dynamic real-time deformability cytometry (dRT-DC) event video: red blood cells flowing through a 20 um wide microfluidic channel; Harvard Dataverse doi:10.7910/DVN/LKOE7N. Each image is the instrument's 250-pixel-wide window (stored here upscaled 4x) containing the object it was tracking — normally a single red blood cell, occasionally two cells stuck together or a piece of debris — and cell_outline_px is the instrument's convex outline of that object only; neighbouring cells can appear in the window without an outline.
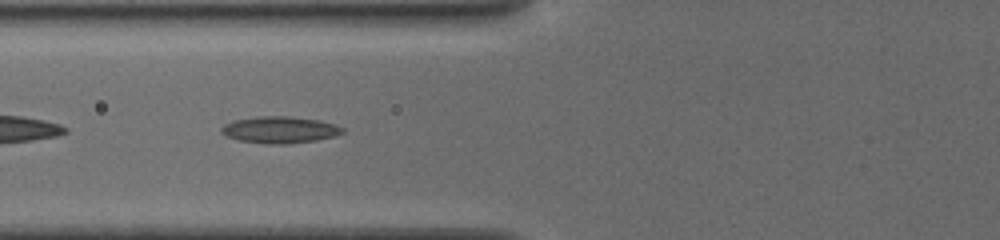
{"species": "common noctule bat (a hibernating species)", "species_latin": "Nyctalus noctula", "temperature_condition": "cold", "stored_images_in_passage": 49, "camera_frame_rate_fps": 3000, "um_per_image_px": 0.085, "animal": {"sex": "female", "body_mass_g": 19.5, "forearm_length_mm": 54.1}, "frame": {"image": 1, "passage_image": 6, "time_ms": 1.667, "image_size_px": [1000, 240], "cell_outline_px": [[344, 132], [332, 136], [316, 140], [288, 144], [264, 144], [240, 140], [228, 136], [220, 132], [220, 128], [224, 124], [236, 120], [260, 116], [288, 116], [320, 120], [336, 124], [344, 128]], "centroid_in_image_um": [23.79, 11.03], "position_along_channel_um": 102.0, "area_um2": 18.79}}
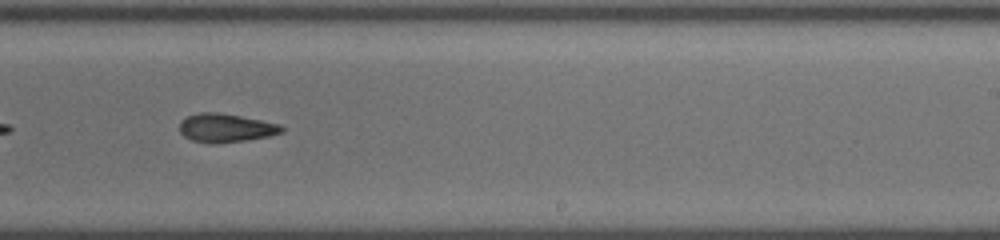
{"frame": {"image": 2, "passage_image": 24, "time_ms": 6.0, "image_size_px": [1000, 240], "cell_outline_px": [[284, 132], [268, 136], [248, 140], [212, 144], [208, 144], [192, 140], [184, 136], [180, 132], [180, 120], [188, 116], [200, 112], [216, 112], [240, 116], [280, 124], [284, 128]], "centroid_in_image_um": [19.18, 10.88], "position_along_channel_um": 269.8, "area_um2": 17.05}}
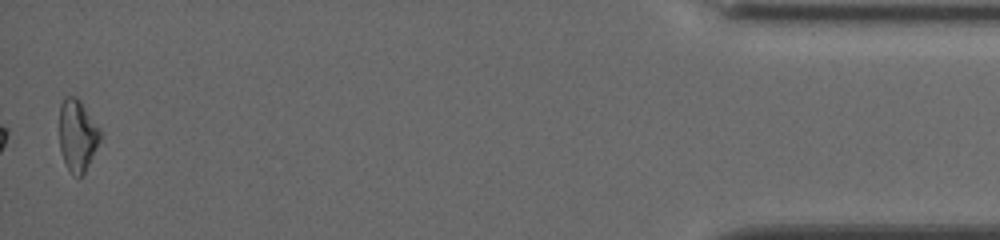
{"frame": {"image": 3, "passage_image": 49, "time_ms": 12.0, "image_size_px": [1000, 240], "cell_outline_px": [[104, 132], [84, 172], [80, 176], [72, 176], [64, 160], [60, 148], [60, 104], [64, 96], [76, 96], [80, 100]], "centroid_in_image_um": [6.6, 11.46], "position_along_channel_um": 428.6, "area_um2": 17.17}}